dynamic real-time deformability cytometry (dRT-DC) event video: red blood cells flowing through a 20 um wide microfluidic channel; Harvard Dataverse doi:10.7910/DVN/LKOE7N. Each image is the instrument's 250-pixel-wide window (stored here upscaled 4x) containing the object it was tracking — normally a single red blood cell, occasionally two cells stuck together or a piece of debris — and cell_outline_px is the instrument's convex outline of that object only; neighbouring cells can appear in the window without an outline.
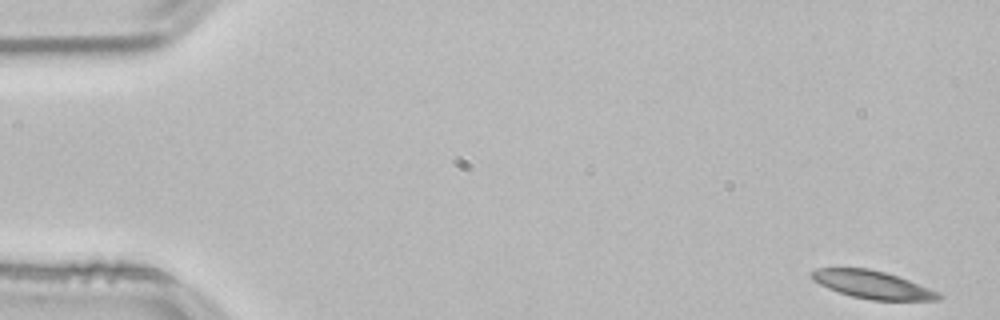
{"species": "common noctule bat (a hibernating species)", "species_latin": "Nyctalus noctula", "temperature_condition": "room temperature", "stored_images_in_passage": 53, "camera_frame_rate_fps": 3000, "um_per_image_px": 0.085, "animal": {"sex": "male", "body_mass_g": 21.5, "forearm_length_mm": 52.0}, "frame": {"image": 1, "passage_image": 1, "time_ms": 0.0, "image_size_px": [1000, 320], "cell_outline_px": [[944, 296], [940, 300], [872, 300], [852, 296], [828, 288], [812, 280], [812, 272], [816, 268], [868, 268], [884, 272], [908, 280], [928, 288]], "centroid_in_image_um": [74.15, 24.2], "position_along_channel_um": 10.9, "area_um2": 20.17}}
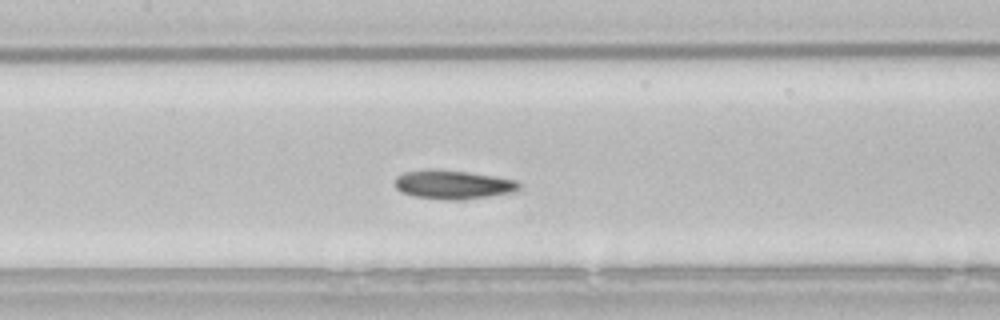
{"frame": {"image": 2, "passage_image": 24, "time_ms": 7.667, "image_size_px": [1000, 320], "cell_outline_px": [[520, 188], [512, 192], [488, 196], [460, 200], [452, 200], [416, 196], [400, 192], [396, 188], [392, 180], [396, 176], [404, 172], [428, 168], [432, 168], [468, 172], [516, 180], [520, 184]], "centroid_in_image_um": [38.43, 15.67], "position_along_channel_um": 169.0, "area_um2": 20.92}}
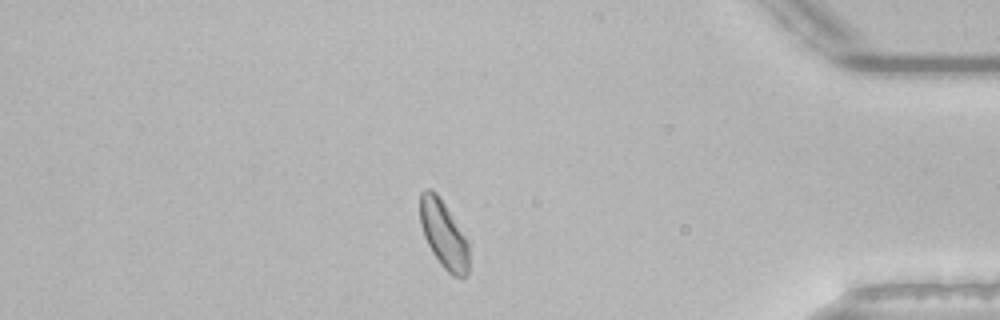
{"frame": {"image": 3, "passage_image": 45, "time_ms": 14.667, "image_size_px": [1000, 320], "cell_outline_px": [[468, 276], [460, 280], [452, 276], [440, 264], [432, 252], [424, 236], [420, 224], [420, 192], [428, 188], [432, 188], [436, 192], [468, 240]], "centroid_in_image_um": [37.71, 19.96], "position_along_channel_um": 397.5, "area_um2": 19.36}, "authors_computed_cell_mechanics": {"area_um2": 20.2878, "velocity_mm_per_s": 3.7826, "shape_relaxation_time_tau1_ms": 4.9406, "shape_relaxation_time_tau2_ms": 5.7817, "deformation_change_tau1": 0.1322, "deformation_change_tau2": 0.1353}}